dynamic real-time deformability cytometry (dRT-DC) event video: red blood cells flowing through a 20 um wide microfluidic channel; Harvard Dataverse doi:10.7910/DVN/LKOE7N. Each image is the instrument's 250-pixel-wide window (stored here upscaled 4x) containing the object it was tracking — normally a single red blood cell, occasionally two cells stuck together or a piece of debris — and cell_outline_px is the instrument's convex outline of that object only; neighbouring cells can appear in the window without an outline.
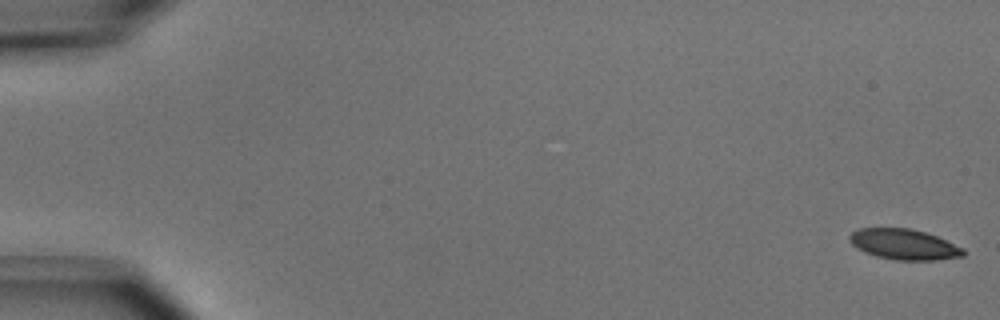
{"species": "common noctule bat (a hibernating species)", "species_latin": "Nyctalus noctula", "temperature_condition": "cold", "stored_images_in_passage": 52, "camera_frame_rate_fps": 3000, "um_per_image_px": 0.085, "animal": {"sex": "male", "body_mass_g": 15.6}, "frame": {"image": 1, "passage_image": 1, "time_ms": 0.0, "image_size_px": [1000, 320], "cell_outline_px": [[964, 256], [936, 260], [896, 260], [876, 256], [864, 252], [856, 248], [848, 240], [848, 236], [852, 232], [860, 228], [912, 228], [936, 236], [964, 248]], "centroid_in_image_um": [76.81, 20.77], "position_along_channel_um": 8.2, "area_um2": 20.29}}
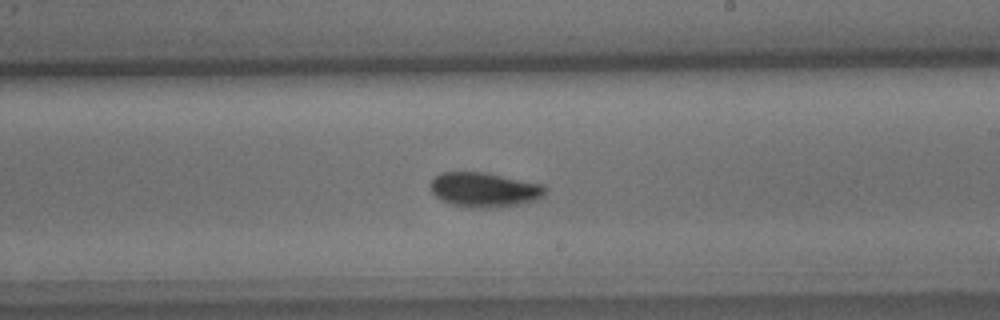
{"frame": {"image": 2, "passage_image": 31, "time_ms": 10.0, "image_size_px": [1000, 320], "cell_outline_px": [[544, 196], [536, 200], [500, 208], [468, 208], [452, 204], [440, 200], [432, 192], [428, 184], [440, 172], [488, 172], [544, 184]], "centroid_in_image_um": [41.15, 16.13], "position_along_channel_um": 247.8, "area_um2": 23.58}}
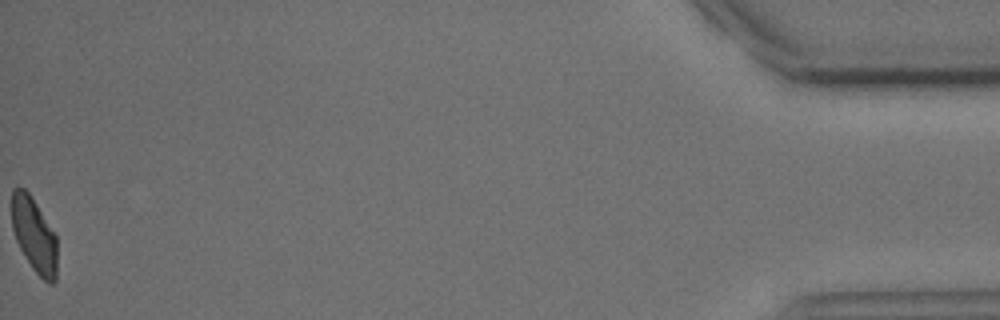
{"frame": {"image": 3, "passage_image": 52, "time_ms": 17.0, "image_size_px": [1000, 320], "cell_outline_px": [[56, 280], [52, 284], [48, 284], [32, 268], [24, 256], [16, 240], [12, 228], [12, 188], [24, 188], [28, 192], [36, 204], [56, 236]], "centroid_in_image_um": [2.89, 20.0], "position_along_channel_um": 432.3, "area_um2": 19.48}, "authors_computed_cell_mechanics": {"area_um2": 21.4149, "velocity_mm_per_s": 3.9328, "shape_relaxation_time_tau1_ms": 3.0229, "shape_relaxation_time_tau2_ms": 10.8739, "deformation_change_tau1": 0.1043, "deformation_change_tau2": 0.1558}}